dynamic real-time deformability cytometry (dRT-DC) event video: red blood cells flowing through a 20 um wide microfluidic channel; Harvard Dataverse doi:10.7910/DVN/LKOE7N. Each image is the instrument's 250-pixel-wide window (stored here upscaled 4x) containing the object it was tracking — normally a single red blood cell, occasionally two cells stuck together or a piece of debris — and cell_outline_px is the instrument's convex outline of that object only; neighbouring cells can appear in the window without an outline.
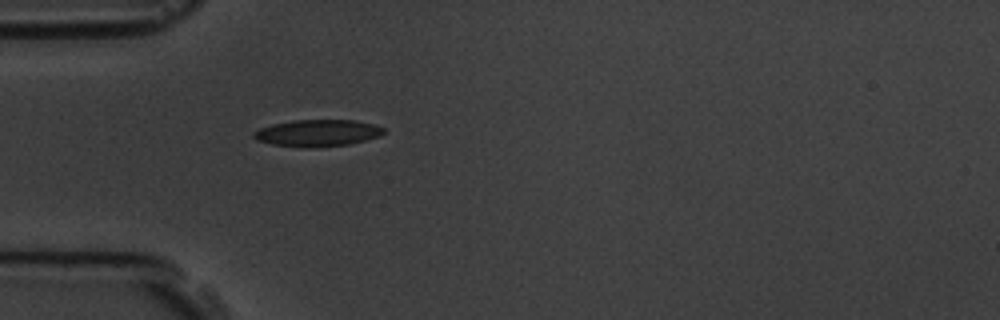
{"species": "common noctule bat (a hibernating species)", "species_latin": "Nyctalus noctula", "temperature_condition": "room temperature", "stored_images_in_passage": 1, "camera_frame_rate_fps": 3000, "um_per_image_px": 0.085, "animal": {"sex": "male", "body_mass_g": 19.5, "forearm_length_mm": 54.6}, "frame": {"image": 1, "passage_image": 1, "time_ms": 0.0, "image_size_px": [1000, 320], "cell_outline_px": [[384, 132], [380, 136], [348, 144], [312, 148], [304, 148], [272, 144], [256, 140], [252, 136], [252, 132], [260, 128], [272, 124], [296, 120], [356, 120], [372, 124], [384, 128]], "centroid_in_image_um": [26.95, 11.31], "position_along_channel_um": 58.0, "area_um2": 20.29}}